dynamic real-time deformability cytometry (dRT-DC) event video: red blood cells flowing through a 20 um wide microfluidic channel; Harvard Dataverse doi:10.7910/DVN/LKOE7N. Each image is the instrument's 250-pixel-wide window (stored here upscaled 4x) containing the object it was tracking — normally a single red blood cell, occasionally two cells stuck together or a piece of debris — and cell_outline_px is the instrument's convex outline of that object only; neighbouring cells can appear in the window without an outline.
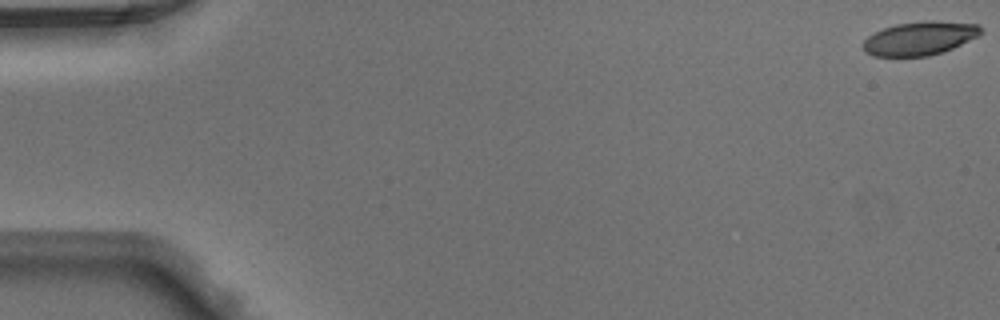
{"species": "Egyptian fruit bat (a non-hibernating species)", "species_latin": "Rousettus aegyptiacus", "temperature_condition": "warm", "stored_images_in_passage": 15, "camera_frame_rate_fps": 3000, "um_per_image_px": 0.085, "animal": {"sex": "male"}, "frame": {"image": 1, "passage_image": 1, "time_ms": 0.0, "image_size_px": [1000, 320], "cell_outline_px": [[984, 32], [952, 48], [928, 56], [872, 56], [864, 52], [864, 40], [868, 36], [884, 28], [896, 24], [924, 20], [932, 20], [976, 24]], "centroid_in_image_um": [78.14, 3.25], "position_along_channel_um": 6.9, "area_um2": 22.77}}
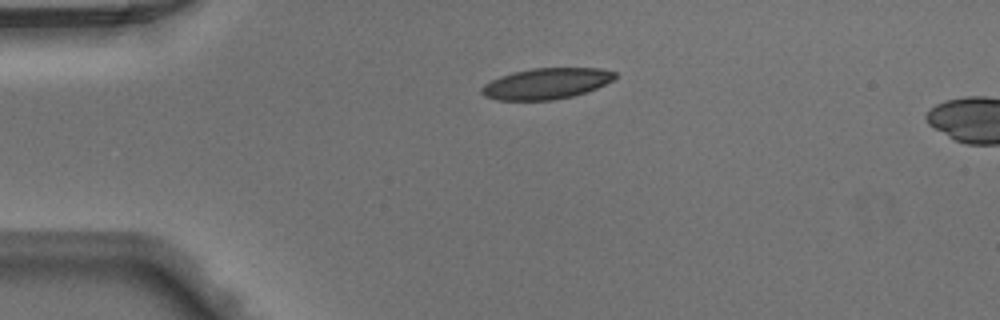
{"frame": {"image": 2, "passage_image": 12, "time_ms": 3.667, "image_size_px": [1000, 320], "cell_outline_px": [[616, 76], [612, 80], [596, 88], [572, 96], [552, 100], [496, 100], [484, 96], [480, 92], [480, 88], [484, 84], [500, 76], [512, 72], [532, 68], [600, 68], [616, 72]], "centroid_in_image_um": [46.39, 7.1], "position_along_channel_um": 38.6, "area_um2": 23.99}}